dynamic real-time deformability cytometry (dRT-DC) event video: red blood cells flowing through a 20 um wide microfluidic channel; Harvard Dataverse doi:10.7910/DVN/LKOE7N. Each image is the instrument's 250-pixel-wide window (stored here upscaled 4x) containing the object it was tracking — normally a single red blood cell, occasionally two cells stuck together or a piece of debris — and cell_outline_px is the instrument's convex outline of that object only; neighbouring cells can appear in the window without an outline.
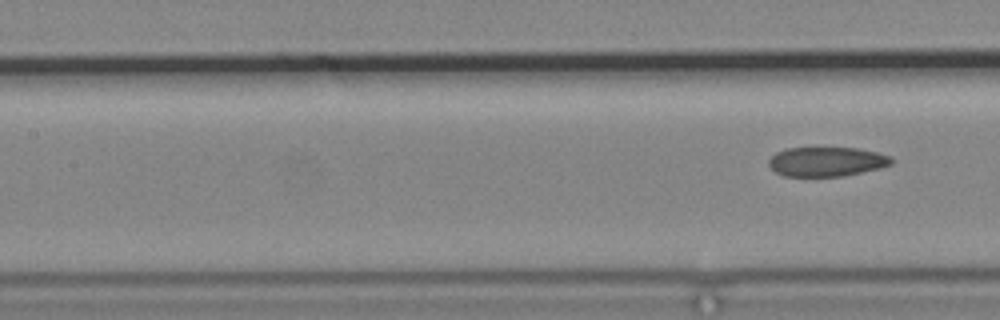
{"species": "common noctule bat (a hibernating species)", "species_latin": "Nyctalus noctula", "temperature_condition": "cold", "stored_images_in_passage": 7, "segment_of_instrument_passage": [2, 2], "camera_frame_rate_fps": 3000, "um_per_image_px": 0.085, "animal": {"sex": "male", "body_mass_g": 19.2, "forearm_length_mm": 51.8}, "frame": {"image": 1, "passage_image": 7, "time_ms": 8.0, "image_size_px": [1000, 320], "cell_outline_px": [[892, 164], [880, 168], [844, 176], [784, 176], [776, 172], [768, 164], [768, 160], [776, 152], [788, 148], [860, 148], [892, 156]], "centroid_in_image_um": [70.28, 13.74], "position_along_channel_um": 137.1, "area_um2": 21.04}}